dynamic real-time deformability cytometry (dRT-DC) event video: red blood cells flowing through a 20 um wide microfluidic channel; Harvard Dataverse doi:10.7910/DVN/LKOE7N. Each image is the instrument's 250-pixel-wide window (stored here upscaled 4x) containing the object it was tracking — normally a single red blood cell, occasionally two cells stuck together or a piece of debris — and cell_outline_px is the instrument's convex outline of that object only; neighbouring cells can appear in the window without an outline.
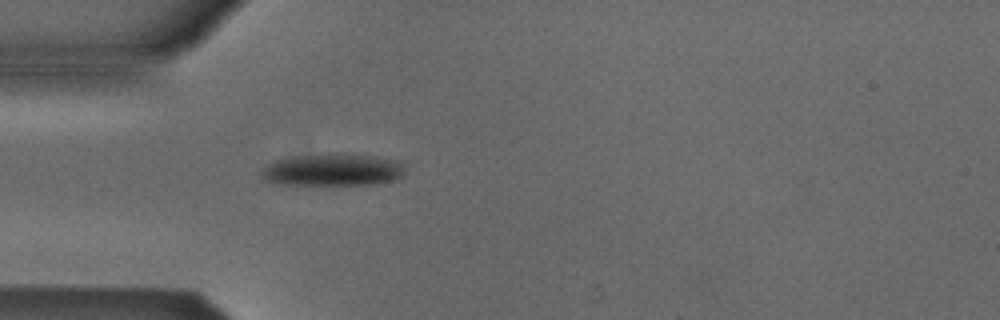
{"species": "Egyptian fruit bat (a non-hibernating species)", "species_latin": "Rousettus aegyptiacus", "temperature_condition": "cold", "stored_images_in_passage": 36, "camera_frame_rate_fps": 3000, "um_per_image_px": 0.085, "animal": {"sex": "male"}, "frame": {"image": 1, "passage_image": 1, "time_ms": 0.0, "image_size_px": [1000, 320], "cell_outline_px": [[404, 176], [392, 180], [368, 184], [280, 184], [264, 180], [260, 176], [260, 168], [276, 160], [300, 156], [372, 156], [400, 160], [404, 164]], "centroid_in_image_um": [28.27, 14.47], "position_along_channel_um": 56.7, "area_um2": 26.01}}
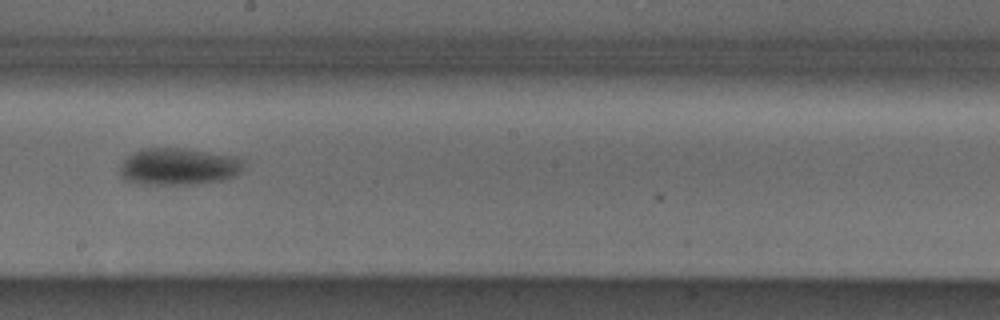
{"frame": {"image": 2, "passage_image": 15, "time_ms": 4.667, "image_size_px": [1000, 320], "cell_outline_px": [[244, 164], [232, 176], [220, 180], [196, 184], [132, 184], [124, 180], [120, 176], [120, 164], [128, 156], [140, 148], [188, 148], [232, 156], [240, 160]], "centroid_in_image_um": [15.06, 14.15], "position_along_channel_um": 233.1, "area_um2": 26.59}}
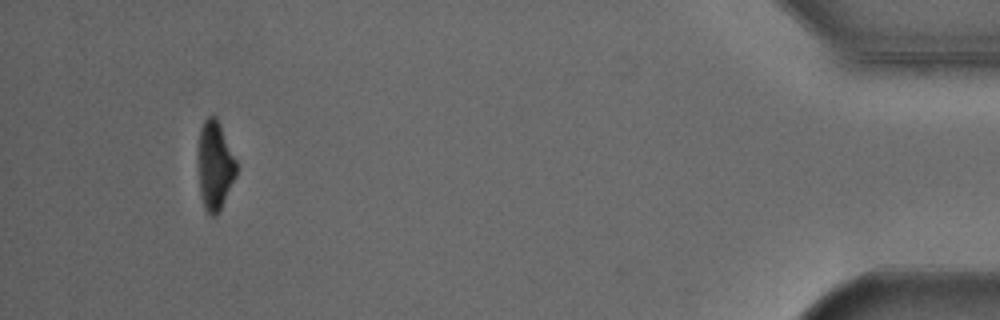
{"frame": {"image": 3, "passage_image": 35, "time_ms": 11.333, "image_size_px": [1000, 320], "cell_outline_px": [[236, 176], [220, 212], [216, 216], [208, 216], [204, 208], [200, 196], [196, 164], [196, 160], [200, 128], [204, 120], [212, 112], [216, 116], [236, 160]], "centroid_in_image_um": [18.22, 14.1], "position_along_channel_um": 417.0, "area_um2": 20.58}, "authors_computed_cell_mechanics": {"area_um2": 25.9811, "velocity_mm_per_s": 3.8747, "shape_relaxation_time_tau1_ms": 1.7349, "shape_relaxation_time_tau2_ms": null, "deformation_change_tau1": 0.0894, "deformation_change_tau2": null}}